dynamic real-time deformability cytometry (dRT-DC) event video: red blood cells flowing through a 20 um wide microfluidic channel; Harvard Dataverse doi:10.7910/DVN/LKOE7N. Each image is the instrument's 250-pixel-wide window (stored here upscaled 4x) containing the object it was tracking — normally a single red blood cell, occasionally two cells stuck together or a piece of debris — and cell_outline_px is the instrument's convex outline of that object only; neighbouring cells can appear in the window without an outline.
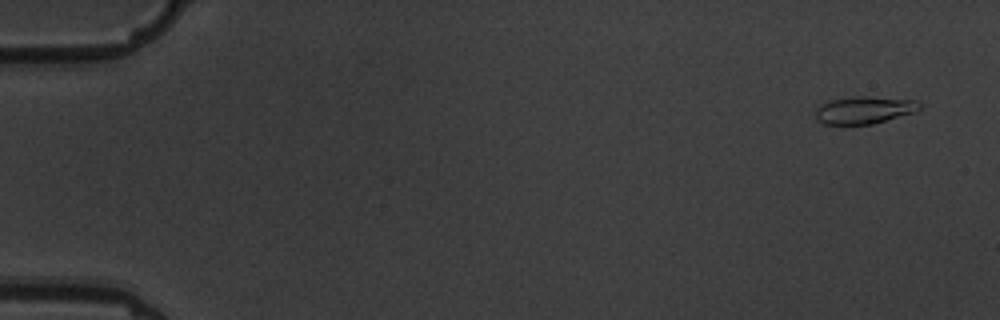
{"species": "common noctule bat (a hibernating species)", "species_latin": "Nyctalus noctula", "temperature_condition": "warm", "stored_images_in_passage": 6, "camera_frame_rate_fps": 3000, "um_per_image_px": 0.085, "animal": {"sex": "male", "body_mass_g": 19.5, "forearm_length_mm": 54.6}, "frame": {"image": 1, "passage_image": 1, "time_ms": 0.0, "image_size_px": [1000, 320], "cell_outline_px": [[920, 108], [916, 112], [872, 124], [824, 124], [816, 120], [816, 108], [820, 104], [828, 100], [852, 96], [864, 96], [916, 100], [920, 104]], "centroid_in_image_um": [73.43, 9.34], "position_along_channel_um": 11.6, "area_um2": 16.7}}
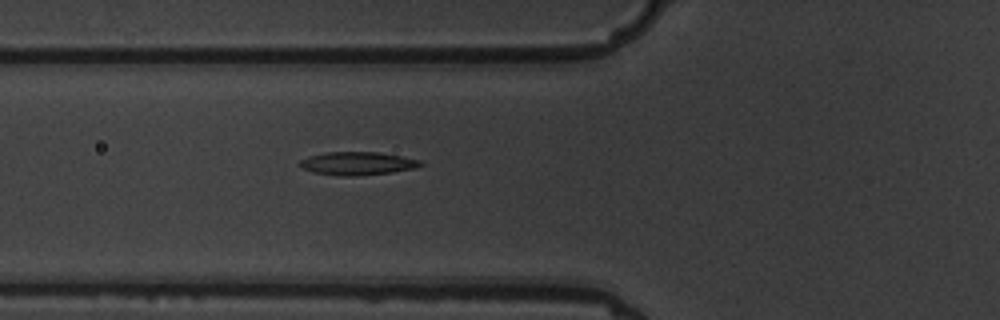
{"frame": {"image": 2, "passage_image": 6, "time_ms": 6.333, "image_size_px": [1000, 320], "cell_outline_px": [[424, 164], [416, 168], [392, 172], [352, 176], [340, 176], [312, 172], [296, 164], [300, 160], [308, 156], [324, 152], [380, 152], [420, 160]], "centroid_in_image_um": [30.35, 13.89], "position_along_channel_um": 95.4, "area_um2": 16.36}}